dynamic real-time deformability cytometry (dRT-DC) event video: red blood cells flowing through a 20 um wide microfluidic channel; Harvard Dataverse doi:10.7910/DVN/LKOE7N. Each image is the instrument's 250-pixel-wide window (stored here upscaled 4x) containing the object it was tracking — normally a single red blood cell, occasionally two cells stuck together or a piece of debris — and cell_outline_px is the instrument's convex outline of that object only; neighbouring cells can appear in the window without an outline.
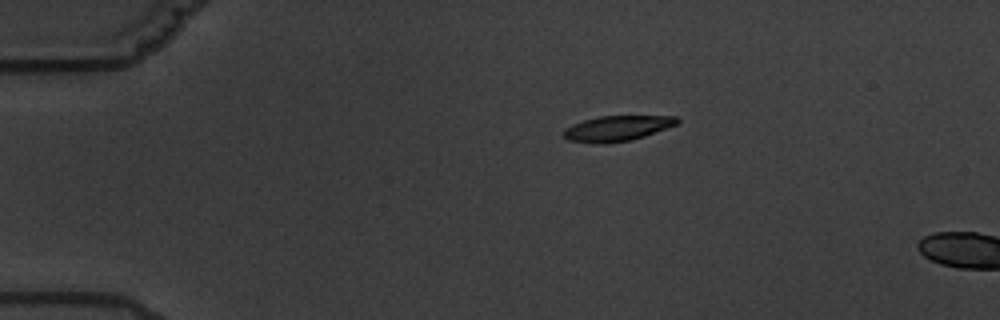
{"species": "common noctule bat (a hibernating species)", "species_latin": "Nyctalus noctula", "temperature_condition": "warm", "stored_images_in_passage": 2, "camera_frame_rate_fps": 3000, "um_per_image_px": 0.085, "animal": {"sex": "male", "body_mass_g": 19.5, "forearm_length_mm": 54.6}, "frame": {"image": 1, "passage_image": 1, "time_ms": 0.0, "image_size_px": [1000, 320], "cell_outline_px": [[680, 120], [676, 124], [644, 136], [628, 140], [604, 144], [600, 144], [568, 140], [564, 136], [564, 128], [572, 124], [584, 120], [600, 116], [676, 116]], "centroid_in_image_um": [52.42, 10.9], "position_along_channel_um": 32.6, "area_um2": 16.53}}